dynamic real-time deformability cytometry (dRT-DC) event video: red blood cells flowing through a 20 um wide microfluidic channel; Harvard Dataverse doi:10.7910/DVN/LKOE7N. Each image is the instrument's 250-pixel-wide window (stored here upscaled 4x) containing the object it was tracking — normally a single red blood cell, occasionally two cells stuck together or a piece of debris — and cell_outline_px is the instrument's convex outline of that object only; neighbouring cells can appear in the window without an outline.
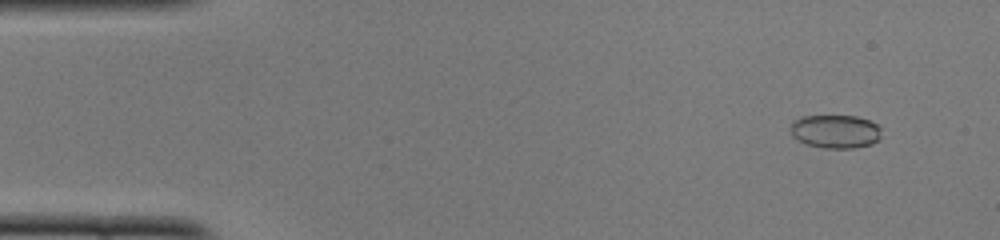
{"species": "common noctule bat (a hibernating species)", "species_latin": "Nyctalus noctula", "temperature_condition": "cold", "stored_images_in_passage": 48, "camera_frame_rate_fps": 3000, "um_per_image_px": 0.085, "animal": {"sex": "female", "body_mass_g": 22.0, "forearm_length_mm": 56.7}, "frame": {"image": 1, "passage_image": 2, "time_ms": 0.333, "image_size_px": [1000, 240], "cell_outline_px": [[880, 140], [872, 144], [852, 148], [824, 148], [808, 144], [792, 136], [792, 120], [800, 116], [856, 116], [868, 120], [876, 124], [880, 128]], "centroid_in_image_um": [71.02, 11.17], "position_along_channel_um": 14.0, "area_um2": 17.63}}
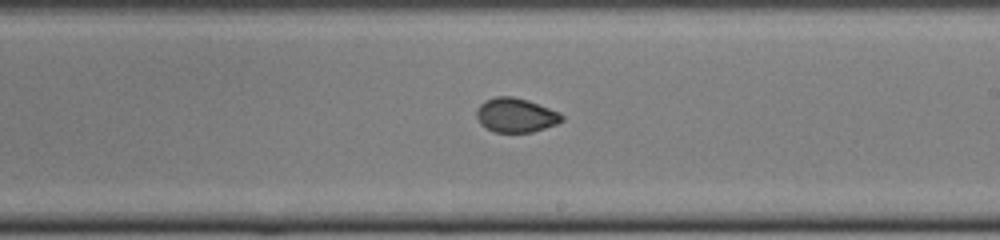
{"frame": {"image": 2, "passage_image": 27, "time_ms": 8.667, "image_size_px": [1000, 240], "cell_outline_px": [[564, 120], [556, 124], [532, 132], [496, 132], [480, 124], [476, 116], [476, 112], [480, 104], [484, 100], [496, 96], [512, 96], [528, 100], [560, 112], [564, 116]], "centroid_in_image_um": [43.85, 9.78], "position_along_channel_um": 245.2, "area_um2": 17.05}}
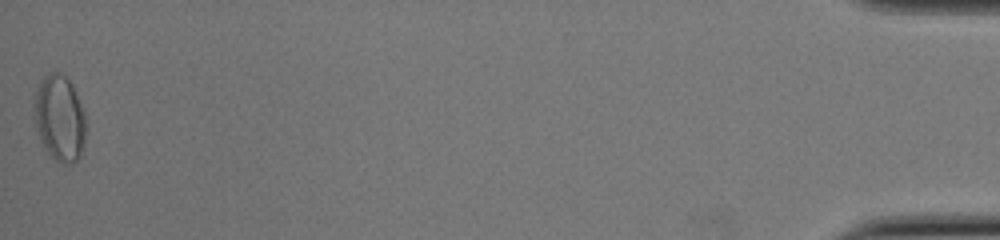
{"frame": {"image": 3, "passage_image": 48, "time_ms": 15.667, "image_size_px": [1000, 240], "cell_outline_px": [[84, 144], [80, 156], [76, 160], [68, 164], [64, 164], [56, 160], [44, 148], [40, 140], [32, 116], [32, 100], [36, 88], [44, 76], [48, 72], [60, 72], [72, 84], [84, 108]], "centroid_in_image_um": [5.02, 10.01], "position_along_channel_um": 430.2, "area_um2": 26.36}, "authors_computed_cell_mechanics": {"area_um2": 17.7735, "velocity_mm_per_s": 4.0099, "shape_relaxation_time_tau1_ms": null, "shape_relaxation_time_tau2_ms": 1.2452, "deformation_change_tau1": null, "deformation_change_tau2": 0.0373}}